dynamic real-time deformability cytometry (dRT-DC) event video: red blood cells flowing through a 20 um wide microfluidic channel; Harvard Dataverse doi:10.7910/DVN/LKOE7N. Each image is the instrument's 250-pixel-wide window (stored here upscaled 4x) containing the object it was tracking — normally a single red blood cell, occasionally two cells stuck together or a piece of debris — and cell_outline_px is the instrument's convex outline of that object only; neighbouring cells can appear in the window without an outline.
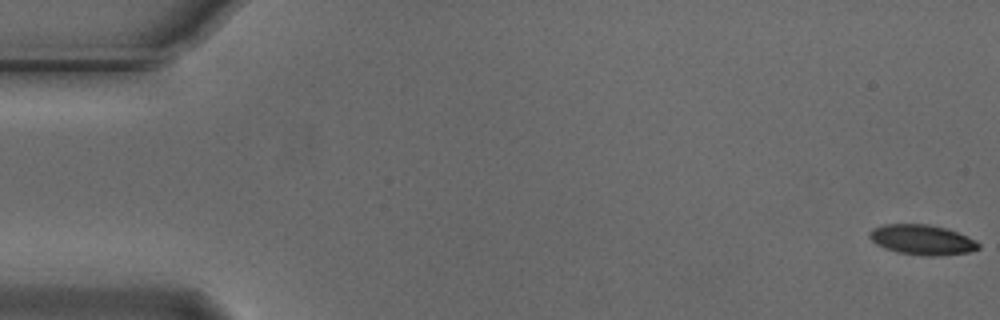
{"species": "Egyptian fruit bat (a non-hibernating species)", "species_latin": "Rousettus aegyptiacus", "temperature_condition": "cold", "stored_images_in_passage": 56, "camera_frame_rate_fps": 3000, "um_per_image_px": 0.085, "animal": {"sex": "male"}, "frame": {"image": 1, "passage_image": 1, "time_ms": 0.0, "image_size_px": [1000, 320], "cell_outline_px": [[980, 248], [968, 252], [936, 256], [924, 256], [896, 252], [884, 248], [876, 244], [868, 236], [868, 232], [872, 228], [884, 224], [928, 224], [944, 228], [968, 236], [976, 240], [980, 244]], "centroid_in_image_um": [78.35, 20.38], "position_along_channel_um": 6.6, "area_um2": 19.19}}
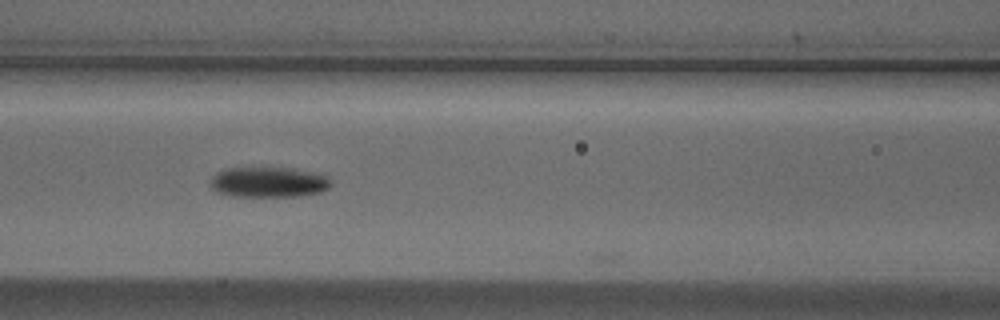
{"frame": {"image": 2, "passage_image": 24, "time_ms": 7.667, "image_size_px": [1000, 320], "cell_outline_px": [[332, 184], [328, 188], [320, 192], [300, 196], [232, 196], [216, 192], [212, 188], [212, 176], [216, 172], [224, 168], [296, 168], [320, 172], [328, 176], [332, 180]], "centroid_in_image_um": [22.89, 15.47], "position_along_channel_um": 143.7, "area_um2": 21.68}}
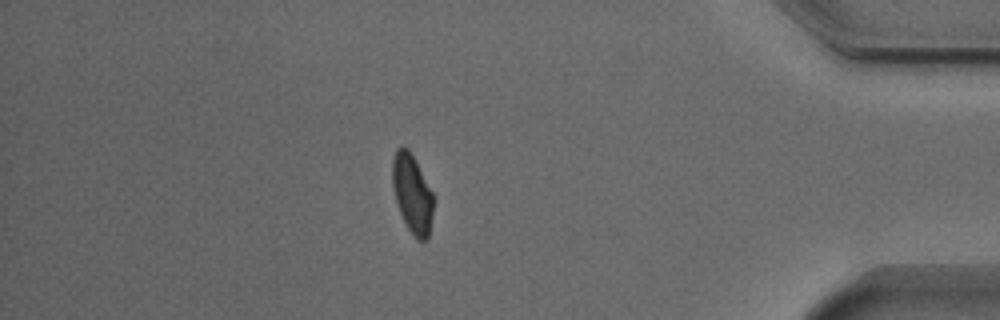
{"frame": {"image": 3, "passage_image": 48, "time_ms": 15.667, "image_size_px": [1000, 320], "cell_outline_px": [[432, 216], [428, 236], [424, 240], [416, 240], [408, 228], [400, 212], [396, 200], [392, 184], [392, 160], [396, 148], [400, 144], [404, 144], [408, 148], [432, 192]], "centroid_in_image_um": [35.0, 16.42], "position_along_channel_um": 400.2, "area_um2": 18.5}, "authors_computed_cell_mechanics": {"area_um2": 19.8254, "velocity_mm_per_s": 3.72, "shape_relaxation_time_tau1_ms": 3.6061, "shape_relaxation_time_tau2_ms": null, "deformation_change_tau1": 0.1177, "deformation_change_tau2": null}}